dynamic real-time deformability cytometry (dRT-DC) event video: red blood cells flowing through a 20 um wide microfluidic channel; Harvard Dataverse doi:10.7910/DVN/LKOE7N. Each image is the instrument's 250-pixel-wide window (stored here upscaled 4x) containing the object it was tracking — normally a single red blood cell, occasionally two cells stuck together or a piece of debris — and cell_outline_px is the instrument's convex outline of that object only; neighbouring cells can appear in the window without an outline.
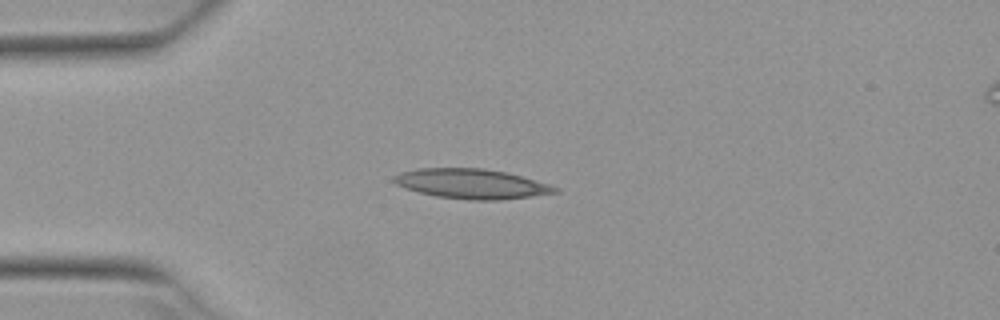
{"species": "Egyptian fruit bat (a non-hibernating species)", "species_latin": "Rousettus aegyptiacus", "temperature_condition": "warm", "stored_images_in_passage": 6, "camera_frame_rate_fps": 3000, "um_per_image_px": 0.085, "animal": {"sex": "female"}, "frame": {"image": 1, "passage_image": 4, "time_ms": 1.0, "image_size_px": [1000, 320], "cell_outline_px": [[560, 192], [500, 200], [468, 200], [436, 196], [404, 188], [396, 184], [392, 180], [392, 176], [400, 172], [420, 168], [480, 168], [504, 172], [520, 176], [548, 184], [560, 188]], "centroid_in_image_um": [40.04, 15.62], "position_along_channel_um": 45.0, "area_um2": 27.8}}
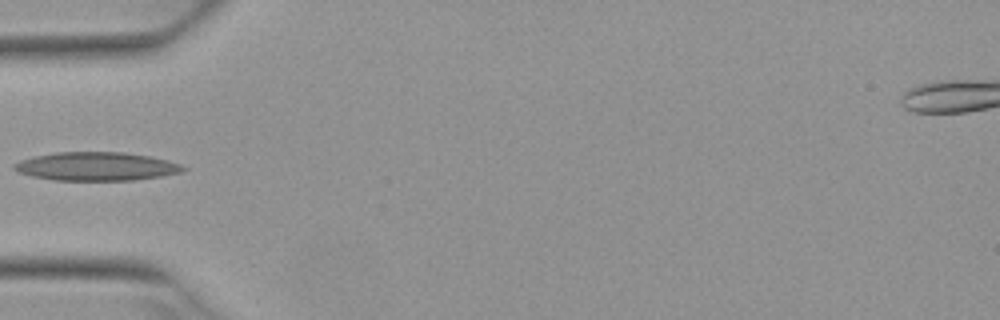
{"frame": {"image": 2, "passage_image": 5, "time_ms": 1.333, "image_size_px": [1000, 320], "cell_outline_px": [[188, 168], [180, 172], [160, 176], [132, 180], [52, 180], [32, 176], [20, 172], [12, 168], [12, 164], [20, 160], [36, 156], [56, 152], [124, 152], [148, 156], [168, 160], [180, 164]], "centroid_in_image_um": [8.17, 14.14], "position_along_channel_um": 76.8, "area_um2": 27.92}}
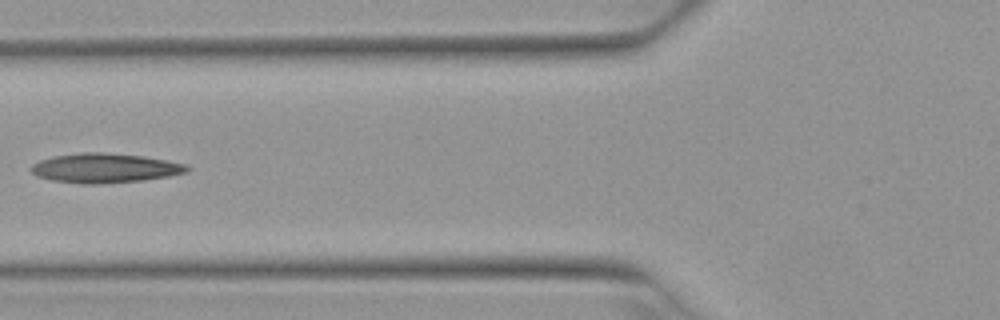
{"frame": {"image": 3, "passage_image": 6, "time_ms": 1.667, "image_size_px": [1000, 320], "cell_outline_px": [[192, 168], [188, 172], [168, 176], [144, 180], [96, 184], [80, 184], [52, 180], [36, 176], [28, 168], [32, 164], [40, 160], [52, 156], [80, 152], [104, 152], [144, 156], [184, 164]], "centroid_in_image_um": [8.87, 14.28], "position_along_channel_um": 116.9, "area_um2": 26.93}}